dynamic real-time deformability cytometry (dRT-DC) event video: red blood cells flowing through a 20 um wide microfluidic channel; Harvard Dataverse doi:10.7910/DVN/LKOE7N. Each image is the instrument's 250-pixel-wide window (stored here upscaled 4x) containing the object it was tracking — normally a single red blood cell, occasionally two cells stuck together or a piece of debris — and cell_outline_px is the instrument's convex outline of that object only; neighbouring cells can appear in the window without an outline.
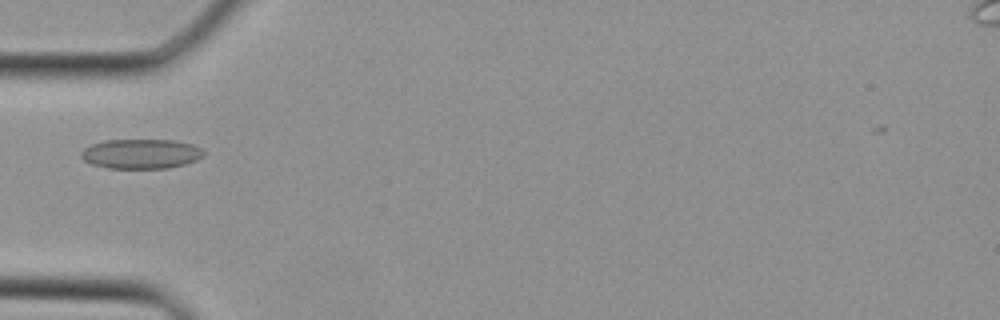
{"species": "Egyptian fruit bat (a non-hibernating species)", "species_latin": "Rousettus aegyptiacus", "temperature_condition": "cold", "stored_images_in_passage": 36, "camera_frame_rate_fps": 3000, "um_per_image_px": 0.085, "animal": {"sex": "female"}, "frame": {"image": 1, "passage_image": 12, "time_ms": 3.667, "image_size_px": [1000, 320], "cell_outline_px": [[204, 156], [196, 160], [184, 164], [168, 168], [108, 168], [92, 164], [84, 160], [80, 156], [80, 152], [84, 148], [92, 144], [104, 140], [176, 140], [192, 144], [200, 148], [204, 152]], "centroid_in_image_um": [11.98, 13.07], "position_along_channel_um": 73.0, "area_um2": 21.21}}
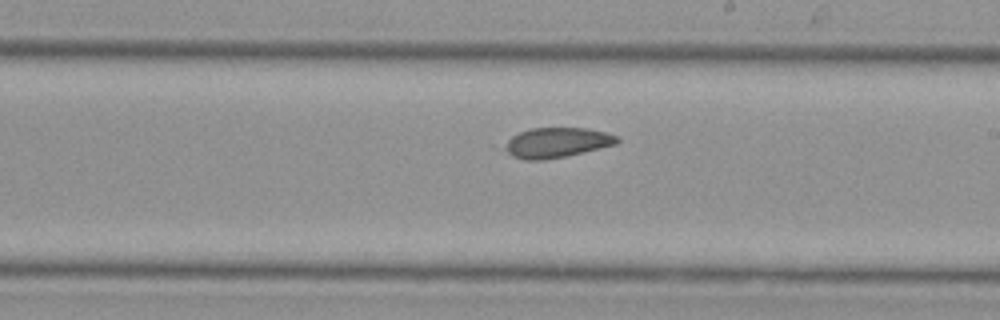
{"frame": {"image": 2, "passage_image": 21, "time_ms": 6.667, "image_size_px": [1000, 320], "cell_outline_px": [[620, 140], [616, 144], [568, 156], [544, 160], [524, 160], [512, 156], [508, 152], [508, 140], [512, 136], [520, 132], [532, 128], [588, 128], [620, 136]], "centroid_in_image_um": [47.39, 12.12], "position_along_channel_um": 241.6, "area_um2": 19.48}}
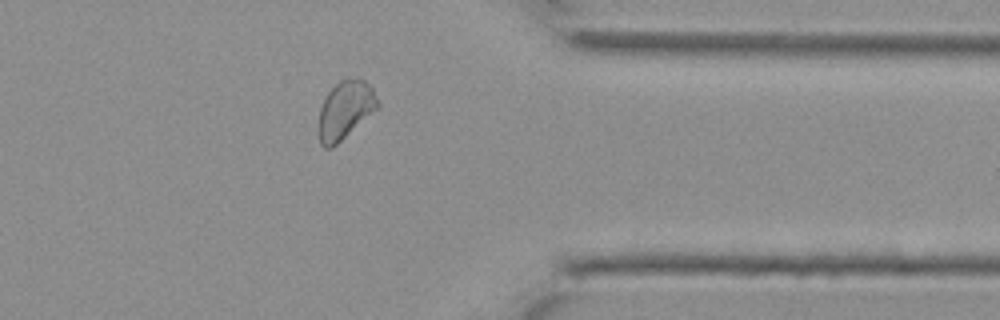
{"frame": {"image": 3, "passage_image": 29, "time_ms": 9.333, "image_size_px": [1000, 320], "cell_outline_px": [[380, 104], [376, 108], [332, 148], [324, 148], [320, 144], [316, 132], [320, 108], [328, 92], [340, 80], [364, 80], [372, 88]], "centroid_in_image_um": [29.27, 9.39], "position_along_channel_um": 382.1, "area_um2": 19.54}}